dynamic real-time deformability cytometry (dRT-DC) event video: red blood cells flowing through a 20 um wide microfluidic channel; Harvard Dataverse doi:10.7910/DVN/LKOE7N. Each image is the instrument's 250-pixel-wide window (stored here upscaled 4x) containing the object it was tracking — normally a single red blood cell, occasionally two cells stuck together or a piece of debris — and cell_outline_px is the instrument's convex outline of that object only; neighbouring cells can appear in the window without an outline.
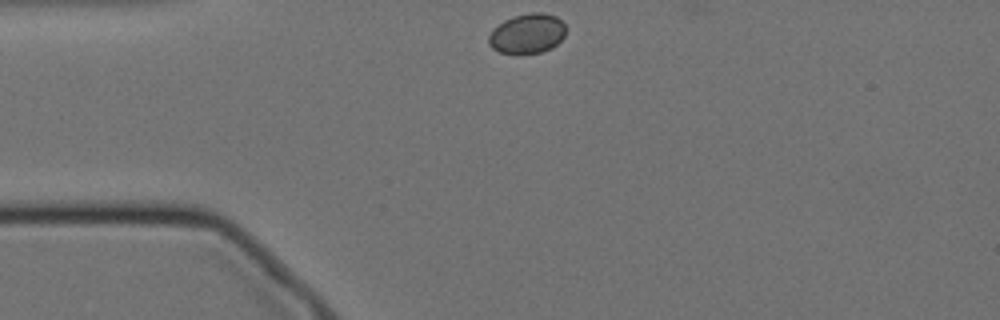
{"species": "Egyptian fruit bat (a non-hibernating species)", "species_latin": "Rousettus aegyptiacus", "temperature_condition": "cold", "stored_images_in_passage": 46, "camera_frame_rate_fps": 3000, "um_per_image_px": 0.085, "animal": {"sex": "female"}, "frame": {"image": 1, "passage_image": 1, "time_ms": 0.0, "image_size_px": [1000, 320], "cell_outline_px": [[564, 36], [552, 48], [540, 52], [500, 52], [492, 48], [488, 44], [488, 36], [504, 20], [528, 12], [544, 12], [556, 16], [564, 24]], "centroid_in_image_um": [44.83, 2.83], "position_along_channel_um": 40.2, "area_um2": 17.46}}
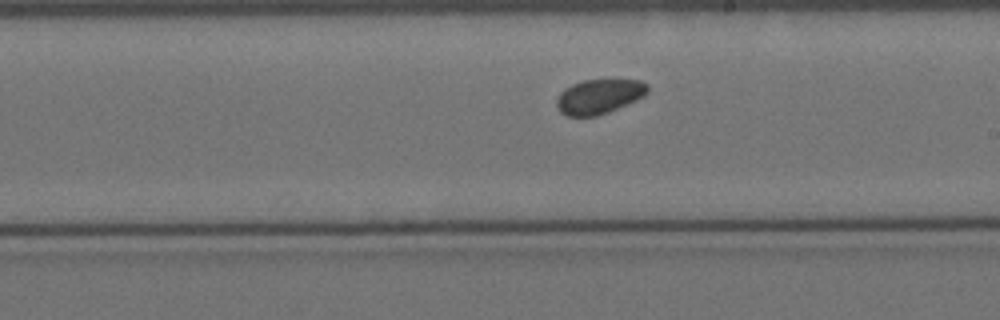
{"frame": {"image": 2, "passage_image": 20, "time_ms": 6.333, "image_size_px": [1000, 320], "cell_outline_px": [[648, 92], [644, 96], [608, 112], [596, 116], [568, 116], [560, 112], [556, 104], [556, 100], [560, 92], [564, 88], [572, 84], [584, 80], [640, 80], [648, 84]], "centroid_in_image_um": [50.9, 8.2], "position_along_channel_um": 238.1, "area_um2": 18.26}}
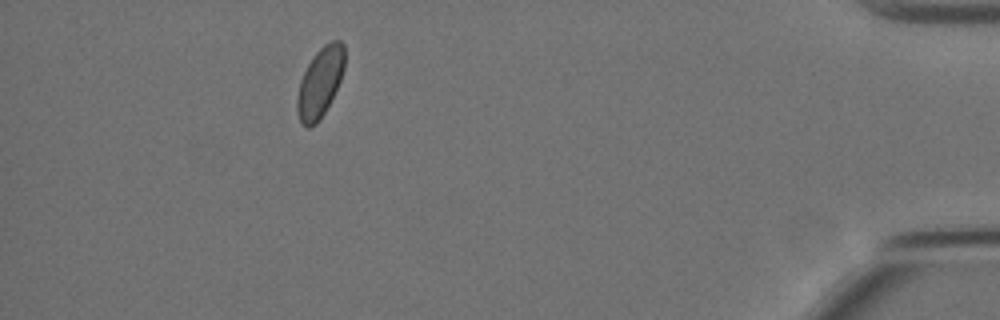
{"frame": {"image": 3, "passage_image": 40, "time_ms": 13.0, "image_size_px": [1000, 320], "cell_outline_px": [[344, 68], [340, 80], [320, 120], [316, 124], [308, 128], [300, 120], [296, 108], [296, 100], [300, 80], [312, 56], [324, 44], [332, 40], [340, 40], [344, 44]], "centroid_in_image_um": [27.19, 6.98], "position_along_channel_um": 408.0, "area_um2": 19.07}, "authors_computed_cell_mechanics": {"area_um2": 18.9006, "velocity_mm_per_s": 3.456, "shape_relaxation_time_tau1_ms": null, "shape_relaxation_time_tau2_ms": 7.5691, "deformation_change_tau1": null, "deformation_change_tau2": 0.0694}}